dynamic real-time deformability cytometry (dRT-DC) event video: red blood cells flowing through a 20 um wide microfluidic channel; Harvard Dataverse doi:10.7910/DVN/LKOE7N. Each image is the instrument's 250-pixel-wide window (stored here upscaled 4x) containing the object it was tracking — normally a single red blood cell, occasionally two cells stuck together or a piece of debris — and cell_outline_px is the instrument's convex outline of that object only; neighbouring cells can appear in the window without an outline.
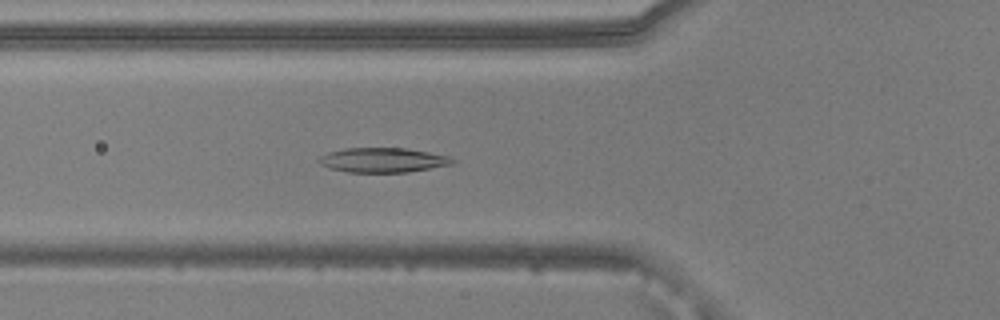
{"species": "common noctule bat (a hibernating species)", "species_latin": "Nyctalus noctula", "temperature_condition": "warm", "stored_images_in_passage": 54, "camera_frame_rate_fps": 3000, "um_per_image_px": 0.085, "animal": {"sex": "male", "body_mass_g": 20.5, "forearm_length_mm": 52.5}, "frame": {"image": 1, "passage_image": 20, "time_ms": 6.333, "image_size_px": [1000, 320], "cell_outline_px": [[456, 160], [452, 164], [408, 172], [348, 172], [328, 168], [320, 164], [316, 160], [320, 156], [328, 152], [344, 148], [404, 148], [452, 156]], "centroid_in_image_um": [32.53, 13.6], "position_along_channel_um": 93.3, "area_um2": 19.25}}
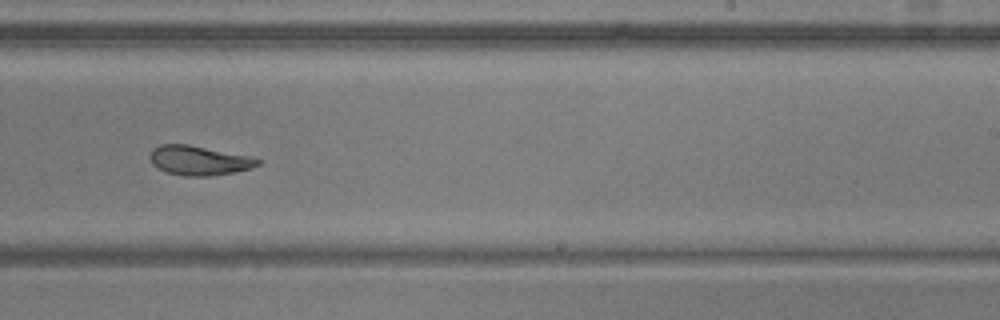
{"frame": {"image": 2, "passage_image": 34, "time_ms": 11.0, "image_size_px": [1000, 320], "cell_outline_px": [[260, 164], [252, 168], [236, 172], [208, 176], [184, 176], [168, 172], [152, 164], [148, 156], [152, 148], [160, 144], [188, 144], [252, 156], [260, 160]], "centroid_in_image_um": [16.92, 13.63], "position_along_channel_um": 272.1, "area_um2": 18.67}}
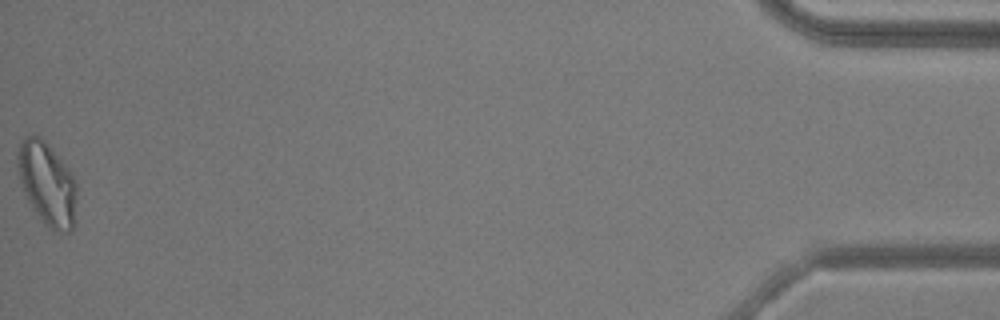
{"frame": {"image": 3, "passage_image": 54, "time_ms": 17.667, "image_size_px": [1000, 320], "cell_outline_px": [[76, 224], [72, 232], [56, 232], [44, 224], [28, 200], [24, 192], [20, 180], [16, 164], [16, 156], [20, 140], [24, 136], [40, 136], [48, 144], [72, 172], [76, 184]], "centroid_in_image_um": [4.02, 15.62], "position_along_channel_um": 431.2, "area_um2": 29.07}, "authors_computed_cell_mechanics": {"area_um2": 20.4323, "velocity_mm_per_s": 3.8315, "shape_relaxation_time_tau1_ms": 8.9033, "shape_relaxation_time_tau2_ms": 5.0376, "deformation_change_tau1": 0.2411, "deformation_change_tau2": 0.1214}}